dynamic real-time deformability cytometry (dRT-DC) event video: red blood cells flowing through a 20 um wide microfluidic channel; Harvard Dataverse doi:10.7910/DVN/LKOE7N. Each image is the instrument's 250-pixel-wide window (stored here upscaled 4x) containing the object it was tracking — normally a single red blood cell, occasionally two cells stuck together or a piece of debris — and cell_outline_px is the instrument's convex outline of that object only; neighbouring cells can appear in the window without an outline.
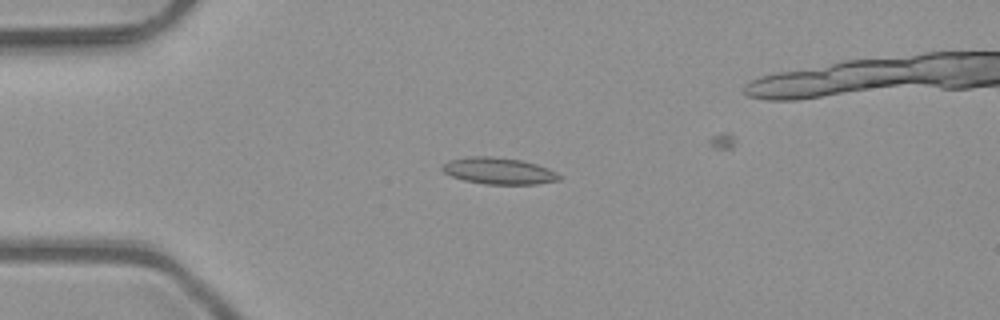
{"species": "common noctule bat (a hibernating species)", "species_latin": "Nyctalus noctula", "temperature_condition": "room temperature", "stored_images_in_passage": 7, "camera_frame_rate_fps": 3000, "um_per_image_px": 0.085, "animal": {"sex": "male", "body_mass_g": 23.1, "forearm_length_mm": 52.7}, "frame": {"image": 1, "passage_image": 4, "time_ms": 1.0, "image_size_px": [1000, 320], "cell_outline_px": [[560, 180], [536, 184], [484, 184], [464, 180], [452, 176], [444, 172], [440, 168], [448, 160], [472, 156], [492, 156], [520, 160], [536, 164], [548, 168], [556, 172], [560, 176]], "centroid_in_image_um": [42.38, 14.52], "position_along_channel_um": 42.6, "area_um2": 18.03}}
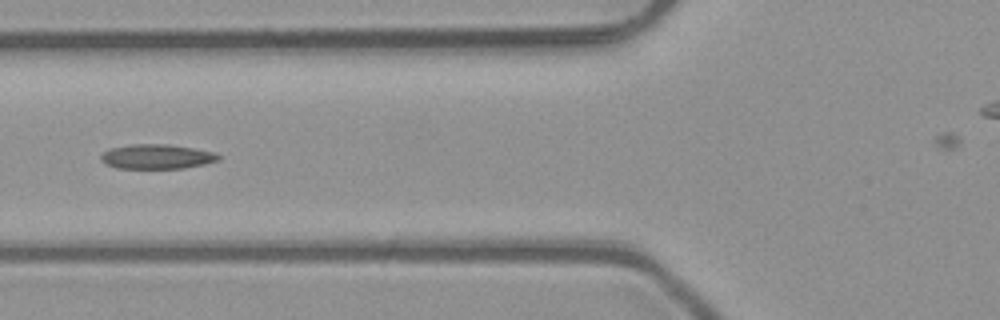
{"frame": {"image": 2, "passage_image": 6, "time_ms": 1.667, "image_size_px": [1000, 320], "cell_outline_px": [[220, 160], [204, 164], [184, 168], [116, 168], [104, 164], [100, 160], [100, 156], [108, 148], [132, 144], [168, 144], [216, 152], [220, 156]], "centroid_in_image_um": [13.3, 13.31], "position_along_channel_um": 112.5, "area_um2": 16.99}}